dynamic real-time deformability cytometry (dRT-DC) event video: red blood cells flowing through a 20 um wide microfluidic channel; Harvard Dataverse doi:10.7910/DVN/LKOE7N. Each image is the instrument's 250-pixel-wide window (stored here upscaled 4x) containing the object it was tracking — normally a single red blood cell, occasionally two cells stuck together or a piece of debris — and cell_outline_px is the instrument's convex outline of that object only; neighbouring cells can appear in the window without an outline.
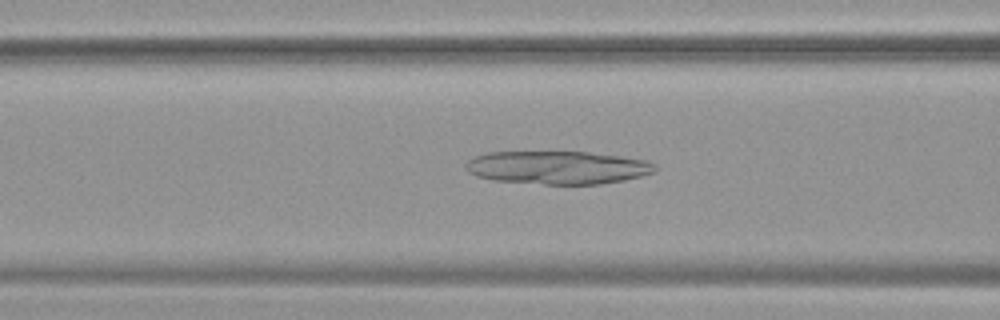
{"species": "common noctule bat (a hibernating species)", "species_latin": "Nyctalus noctula", "temperature_condition": "warm", "stored_images_in_passage": 53, "camera_frame_rate_fps": 3000, "um_per_image_px": 0.085, "animal": {"sex": "female", "body_mass_g": 19.9}, "frame": {"image": 1, "passage_image": 21, "time_ms": 6.667, "image_size_px": [1000, 320], "cell_outline_px": [[656, 172], [624, 180], [600, 184], [544, 184], [492, 180], [476, 176], [468, 172], [464, 168], [464, 164], [472, 156], [488, 152], [588, 152], [620, 156], [648, 160], [656, 164]], "centroid_in_image_um": [47.37, 14.24], "position_along_channel_um": 119.2, "area_um2": 36.82}}
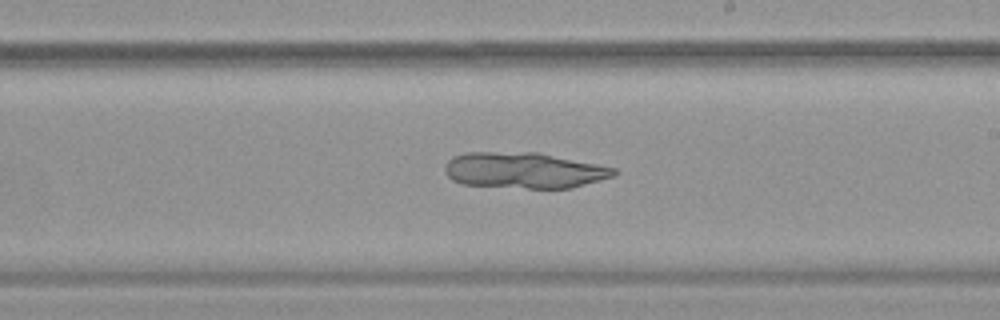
{"frame": {"image": 2, "passage_image": 31, "time_ms": 10.0, "image_size_px": [1000, 320], "cell_outline_px": [[620, 172], [616, 176], [572, 188], [528, 188], [464, 184], [452, 180], [444, 172], [444, 164], [452, 156], [464, 152], [536, 152], [616, 168]], "centroid_in_image_um": [44.54, 14.47], "position_along_channel_um": 244.5, "area_um2": 35.55}}
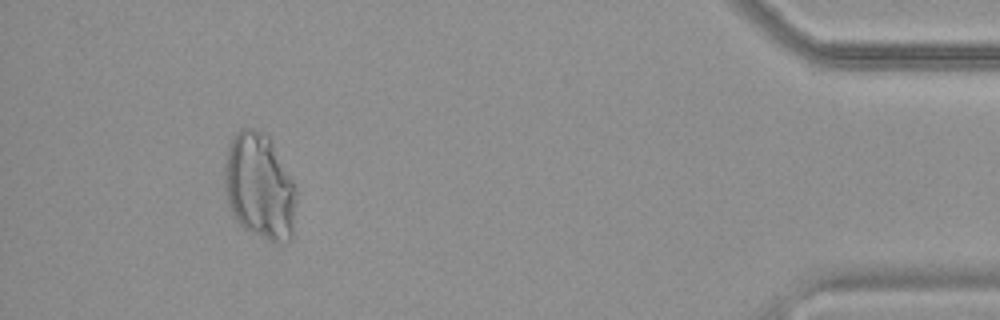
{"frame": {"image": 3, "passage_image": 49, "time_ms": 16.0, "image_size_px": [1000, 320], "cell_outline_px": [[296, 204], [292, 240], [276, 244], [244, 228], [240, 224], [232, 212], [228, 204], [224, 188], [224, 164], [228, 144], [232, 136], [240, 128], [252, 128], [268, 136], [296, 184]], "centroid_in_image_um": [22.07, 15.85], "position_along_channel_um": 413.1, "area_um2": 44.91}}